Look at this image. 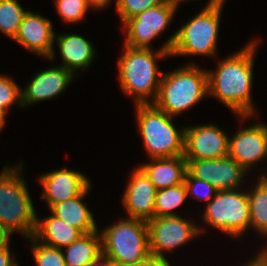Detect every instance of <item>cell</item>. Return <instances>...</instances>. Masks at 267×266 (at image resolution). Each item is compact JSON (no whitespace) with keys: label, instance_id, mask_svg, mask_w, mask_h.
Listing matches in <instances>:
<instances>
[{"label":"cell","instance_id":"4","mask_svg":"<svg viewBox=\"0 0 267 266\" xmlns=\"http://www.w3.org/2000/svg\"><path fill=\"white\" fill-rule=\"evenodd\" d=\"M225 0H209L205 8L164 43L170 56L216 54L221 10Z\"/></svg>","mask_w":267,"mask_h":266},{"label":"cell","instance_id":"3","mask_svg":"<svg viewBox=\"0 0 267 266\" xmlns=\"http://www.w3.org/2000/svg\"><path fill=\"white\" fill-rule=\"evenodd\" d=\"M20 166L4 167L0 173V227L11 234L34 236L37 215Z\"/></svg>","mask_w":267,"mask_h":266},{"label":"cell","instance_id":"17","mask_svg":"<svg viewBox=\"0 0 267 266\" xmlns=\"http://www.w3.org/2000/svg\"><path fill=\"white\" fill-rule=\"evenodd\" d=\"M74 76L75 74L62 66L48 68L39 72L27 87L21 90L22 107L47 99L50 100L60 95L68 87Z\"/></svg>","mask_w":267,"mask_h":266},{"label":"cell","instance_id":"5","mask_svg":"<svg viewBox=\"0 0 267 266\" xmlns=\"http://www.w3.org/2000/svg\"><path fill=\"white\" fill-rule=\"evenodd\" d=\"M191 64L162 74L155 105L171 117L196 105L208 96V74Z\"/></svg>","mask_w":267,"mask_h":266},{"label":"cell","instance_id":"6","mask_svg":"<svg viewBox=\"0 0 267 266\" xmlns=\"http://www.w3.org/2000/svg\"><path fill=\"white\" fill-rule=\"evenodd\" d=\"M137 124L148 158L184 155L185 127L178 131L172 118L155 104L136 105Z\"/></svg>","mask_w":267,"mask_h":266},{"label":"cell","instance_id":"7","mask_svg":"<svg viewBox=\"0 0 267 266\" xmlns=\"http://www.w3.org/2000/svg\"><path fill=\"white\" fill-rule=\"evenodd\" d=\"M102 254L116 265H132L150 254L147 221L125 218L100 233Z\"/></svg>","mask_w":267,"mask_h":266},{"label":"cell","instance_id":"12","mask_svg":"<svg viewBox=\"0 0 267 266\" xmlns=\"http://www.w3.org/2000/svg\"><path fill=\"white\" fill-rule=\"evenodd\" d=\"M187 171L218 190L239 189L248 173L237 161L229 156L219 159L186 160Z\"/></svg>","mask_w":267,"mask_h":266},{"label":"cell","instance_id":"33","mask_svg":"<svg viewBox=\"0 0 267 266\" xmlns=\"http://www.w3.org/2000/svg\"><path fill=\"white\" fill-rule=\"evenodd\" d=\"M245 264L243 266H267V256L260 251L257 256Z\"/></svg>","mask_w":267,"mask_h":266},{"label":"cell","instance_id":"35","mask_svg":"<svg viewBox=\"0 0 267 266\" xmlns=\"http://www.w3.org/2000/svg\"><path fill=\"white\" fill-rule=\"evenodd\" d=\"M114 264L105 255H100L96 260L92 261L88 266H113Z\"/></svg>","mask_w":267,"mask_h":266},{"label":"cell","instance_id":"10","mask_svg":"<svg viewBox=\"0 0 267 266\" xmlns=\"http://www.w3.org/2000/svg\"><path fill=\"white\" fill-rule=\"evenodd\" d=\"M150 253L165 258L163 251L172 252L198 236L202 229L179 216L155 217L147 221ZM201 229V230H200Z\"/></svg>","mask_w":267,"mask_h":266},{"label":"cell","instance_id":"19","mask_svg":"<svg viewBox=\"0 0 267 266\" xmlns=\"http://www.w3.org/2000/svg\"><path fill=\"white\" fill-rule=\"evenodd\" d=\"M55 40L60 49L63 63L59 66L70 70L73 74L76 70L88 68L94 59V45L86 38L77 34H55Z\"/></svg>","mask_w":267,"mask_h":266},{"label":"cell","instance_id":"20","mask_svg":"<svg viewBox=\"0 0 267 266\" xmlns=\"http://www.w3.org/2000/svg\"><path fill=\"white\" fill-rule=\"evenodd\" d=\"M90 191V185L79 195L66 201L56 203L50 211L72 227L79 229L83 234L98 231L92 213L82 202Z\"/></svg>","mask_w":267,"mask_h":266},{"label":"cell","instance_id":"36","mask_svg":"<svg viewBox=\"0 0 267 266\" xmlns=\"http://www.w3.org/2000/svg\"><path fill=\"white\" fill-rule=\"evenodd\" d=\"M97 9L105 8L109 3H111V0H89Z\"/></svg>","mask_w":267,"mask_h":266},{"label":"cell","instance_id":"18","mask_svg":"<svg viewBox=\"0 0 267 266\" xmlns=\"http://www.w3.org/2000/svg\"><path fill=\"white\" fill-rule=\"evenodd\" d=\"M150 160V163L139 167L148 176L156 190L176 186L184 182L187 161L183 155Z\"/></svg>","mask_w":267,"mask_h":266},{"label":"cell","instance_id":"38","mask_svg":"<svg viewBox=\"0 0 267 266\" xmlns=\"http://www.w3.org/2000/svg\"><path fill=\"white\" fill-rule=\"evenodd\" d=\"M166 2H171V3H174V4H177L179 5L180 2H183V1H186V0H165ZM189 1V0H187ZM193 1V0H192Z\"/></svg>","mask_w":267,"mask_h":266},{"label":"cell","instance_id":"22","mask_svg":"<svg viewBox=\"0 0 267 266\" xmlns=\"http://www.w3.org/2000/svg\"><path fill=\"white\" fill-rule=\"evenodd\" d=\"M65 248L66 266H88L102 255L101 235L98 231L84 234Z\"/></svg>","mask_w":267,"mask_h":266},{"label":"cell","instance_id":"23","mask_svg":"<svg viewBox=\"0 0 267 266\" xmlns=\"http://www.w3.org/2000/svg\"><path fill=\"white\" fill-rule=\"evenodd\" d=\"M252 191V192H251ZM250 209V227L267 236V177L261 175L255 188L247 191Z\"/></svg>","mask_w":267,"mask_h":266},{"label":"cell","instance_id":"26","mask_svg":"<svg viewBox=\"0 0 267 266\" xmlns=\"http://www.w3.org/2000/svg\"><path fill=\"white\" fill-rule=\"evenodd\" d=\"M29 239L33 244L32 253L38 266H66L63 249L43 244L34 236Z\"/></svg>","mask_w":267,"mask_h":266},{"label":"cell","instance_id":"31","mask_svg":"<svg viewBox=\"0 0 267 266\" xmlns=\"http://www.w3.org/2000/svg\"><path fill=\"white\" fill-rule=\"evenodd\" d=\"M113 266H171L170 263L167 261L166 258H161L154 254H149L144 259L140 260L139 262H136L132 265H116Z\"/></svg>","mask_w":267,"mask_h":266},{"label":"cell","instance_id":"8","mask_svg":"<svg viewBox=\"0 0 267 266\" xmlns=\"http://www.w3.org/2000/svg\"><path fill=\"white\" fill-rule=\"evenodd\" d=\"M239 191V189L218 190L214 198L206 203L202 215L208 225L234 238L242 236L250 227L247 191Z\"/></svg>","mask_w":267,"mask_h":266},{"label":"cell","instance_id":"25","mask_svg":"<svg viewBox=\"0 0 267 266\" xmlns=\"http://www.w3.org/2000/svg\"><path fill=\"white\" fill-rule=\"evenodd\" d=\"M26 12L17 0H0V31L14 39Z\"/></svg>","mask_w":267,"mask_h":266},{"label":"cell","instance_id":"15","mask_svg":"<svg viewBox=\"0 0 267 266\" xmlns=\"http://www.w3.org/2000/svg\"><path fill=\"white\" fill-rule=\"evenodd\" d=\"M41 197L50 209L54 204L79 196L90 184L87 176L65 168L50 171L39 177Z\"/></svg>","mask_w":267,"mask_h":266},{"label":"cell","instance_id":"1","mask_svg":"<svg viewBox=\"0 0 267 266\" xmlns=\"http://www.w3.org/2000/svg\"><path fill=\"white\" fill-rule=\"evenodd\" d=\"M255 41L248 43L240 51L219 62L216 71H207L208 95L219 99L237 113L240 121L255 115L251 88L253 83V65Z\"/></svg>","mask_w":267,"mask_h":266},{"label":"cell","instance_id":"21","mask_svg":"<svg viewBox=\"0 0 267 266\" xmlns=\"http://www.w3.org/2000/svg\"><path fill=\"white\" fill-rule=\"evenodd\" d=\"M84 235L79 229L70 226L55 215L43 221L37 218L34 237L48 246L63 249Z\"/></svg>","mask_w":267,"mask_h":266},{"label":"cell","instance_id":"13","mask_svg":"<svg viewBox=\"0 0 267 266\" xmlns=\"http://www.w3.org/2000/svg\"><path fill=\"white\" fill-rule=\"evenodd\" d=\"M228 156L246 171L267 156V125L245 127L229 138Z\"/></svg>","mask_w":267,"mask_h":266},{"label":"cell","instance_id":"2","mask_svg":"<svg viewBox=\"0 0 267 266\" xmlns=\"http://www.w3.org/2000/svg\"><path fill=\"white\" fill-rule=\"evenodd\" d=\"M124 51L117 64L122 91L127 95H133L136 105L154 104L163 74L158 70L156 60L160 57H169L170 50L162 45V48L154 53L151 48H131L124 45Z\"/></svg>","mask_w":267,"mask_h":266},{"label":"cell","instance_id":"30","mask_svg":"<svg viewBox=\"0 0 267 266\" xmlns=\"http://www.w3.org/2000/svg\"><path fill=\"white\" fill-rule=\"evenodd\" d=\"M184 184L187 195H193L191 197L197 198L198 201L207 200L209 203L218 192V189L209 182L193 177L188 171L185 174Z\"/></svg>","mask_w":267,"mask_h":266},{"label":"cell","instance_id":"14","mask_svg":"<svg viewBox=\"0 0 267 266\" xmlns=\"http://www.w3.org/2000/svg\"><path fill=\"white\" fill-rule=\"evenodd\" d=\"M49 19L27 11L22 19L19 31L13 39L25 49L45 58L54 59L53 42L55 32Z\"/></svg>","mask_w":267,"mask_h":266},{"label":"cell","instance_id":"39","mask_svg":"<svg viewBox=\"0 0 267 266\" xmlns=\"http://www.w3.org/2000/svg\"><path fill=\"white\" fill-rule=\"evenodd\" d=\"M261 252H262L265 256H267V244H266V246L264 247V249H261Z\"/></svg>","mask_w":267,"mask_h":266},{"label":"cell","instance_id":"27","mask_svg":"<svg viewBox=\"0 0 267 266\" xmlns=\"http://www.w3.org/2000/svg\"><path fill=\"white\" fill-rule=\"evenodd\" d=\"M55 5L58 15L68 24L82 21L89 7L96 9L89 0H55Z\"/></svg>","mask_w":267,"mask_h":266},{"label":"cell","instance_id":"24","mask_svg":"<svg viewBox=\"0 0 267 266\" xmlns=\"http://www.w3.org/2000/svg\"><path fill=\"white\" fill-rule=\"evenodd\" d=\"M187 198L184 182L176 186L156 190L155 217L179 216L173 210L182 206Z\"/></svg>","mask_w":267,"mask_h":266},{"label":"cell","instance_id":"9","mask_svg":"<svg viewBox=\"0 0 267 266\" xmlns=\"http://www.w3.org/2000/svg\"><path fill=\"white\" fill-rule=\"evenodd\" d=\"M178 5L164 2L137 14L123 23L126 31L124 45L131 48L150 49L151 41L170 25Z\"/></svg>","mask_w":267,"mask_h":266},{"label":"cell","instance_id":"28","mask_svg":"<svg viewBox=\"0 0 267 266\" xmlns=\"http://www.w3.org/2000/svg\"><path fill=\"white\" fill-rule=\"evenodd\" d=\"M166 2L165 0H116V10L122 24L145 10Z\"/></svg>","mask_w":267,"mask_h":266},{"label":"cell","instance_id":"37","mask_svg":"<svg viewBox=\"0 0 267 266\" xmlns=\"http://www.w3.org/2000/svg\"><path fill=\"white\" fill-rule=\"evenodd\" d=\"M7 114L6 113H4L3 111H1L0 110V132H1V130H2V128H4V126H5V116H6Z\"/></svg>","mask_w":267,"mask_h":266},{"label":"cell","instance_id":"34","mask_svg":"<svg viewBox=\"0 0 267 266\" xmlns=\"http://www.w3.org/2000/svg\"><path fill=\"white\" fill-rule=\"evenodd\" d=\"M10 235L8 230L0 227V250L6 249L10 245Z\"/></svg>","mask_w":267,"mask_h":266},{"label":"cell","instance_id":"16","mask_svg":"<svg viewBox=\"0 0 267 266\" xmlns=\"http://www.w3.org/2000/svg\"><path fill=\"white\" fill-rule=\"evenodd\" d=\"M130 175L122 197L129 218L149 221L155 218L156 188L145 172L137 167Z\"/></svg>","mask_w":267,"mask_h":266},{"label":"cell","instance_id":"29","mask_svg":"<svg viewBox=\"0 0 267 266\" xmlns=\"http://www.w3.org/2000/svg\"><path fill=\"white\" fill-rule=\"evenodd\" d=\"M21 104V88L10 77L0 74V110L9 111L13 104Z\"/></svg>","mask_w":267,"mask_h":266},{"label":"cell","instance_id":"11","mask_svg":"<svg viewBox=\"0 0 267 266\" xmlns=\"http://www.w3.org/2000/svg\"><path fill=\"white\" fill-rule=\"evenodd\" d=\"M217 125L185 127L186 160L219 159L228 156L229 136Z\"/></svg>","mask_w":267,"mask_h":266},{"label":"cell","instance_id":"32","mask_svg":"<svg viewBox=\"0 0 267 266\" xmlns=\"http://www.w3.org/2000/svg\"><path fill=\"white\" fill-rule=\"evenodd\" d=\"M14 259L10 254L9 246L0 250V266H19Z\"/></svg>","mask_w":267,"mask_h":266}]
</instances>
